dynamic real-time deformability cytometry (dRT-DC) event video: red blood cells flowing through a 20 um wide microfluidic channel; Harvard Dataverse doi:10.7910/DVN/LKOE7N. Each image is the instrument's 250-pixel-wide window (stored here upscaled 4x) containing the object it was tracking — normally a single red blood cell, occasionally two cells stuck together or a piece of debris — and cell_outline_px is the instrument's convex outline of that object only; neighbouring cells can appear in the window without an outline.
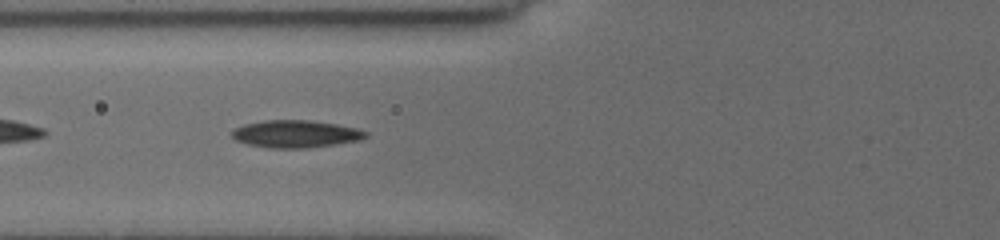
{"species": "common noctule bat (a hibernating species)", "species_latin": "Nyctalus noctula", "temperature_condition": "cold", "stored_images_in_passage": 17, "camera_frame_rate_fps": 3000, "um_per_image_px": 0.085, "animal": {"sex": "female", "body_mass_g": 19.5, "forearm_length_mm": 54.1}, "frame": {"image": 1, "passage_image": 14, "time_ms": 7.667, "image_size_px": [1000, 240], "cell_outline_px": [[368, 136], [360, 140], [336, 144], [308, 148], [268, 148], [248, 144], [236, 140], [232, 136], [232, 128], [244, 124], [264, 120], [312, 120], [336, 124], [356, 128], [368, 132]], "centroid_in_image_um": [25.13, 11.38], "position_along_channel_um": 100.7, "area_um2": 21.5}}
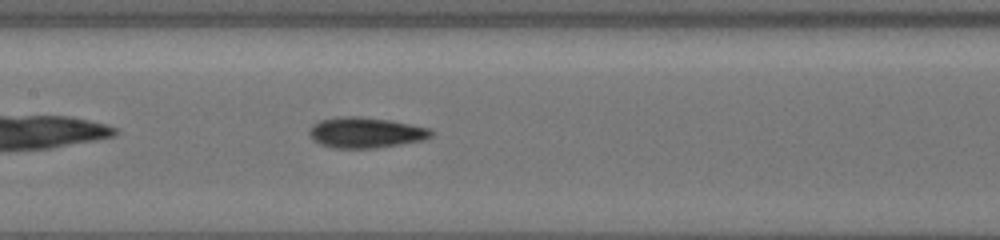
{"frame": {"image": 2, "passage_image": 17, "time_ms": 9.667, "image_size_px": [1000, 240], "cell_outline_px": [[432, 136], [424, 140], [376, 148], [336, 148], [320, 144], [312, 140], [308, 136], [308, 132], [312, 124], [320, 120], [344, 116], [360, 116], [388, 120], [428, 128], [432, 132]], "centroid_in_image_um": [31.02, 11.27], "position_along_channel_um": 176.4, "area_um2": 21.68}}